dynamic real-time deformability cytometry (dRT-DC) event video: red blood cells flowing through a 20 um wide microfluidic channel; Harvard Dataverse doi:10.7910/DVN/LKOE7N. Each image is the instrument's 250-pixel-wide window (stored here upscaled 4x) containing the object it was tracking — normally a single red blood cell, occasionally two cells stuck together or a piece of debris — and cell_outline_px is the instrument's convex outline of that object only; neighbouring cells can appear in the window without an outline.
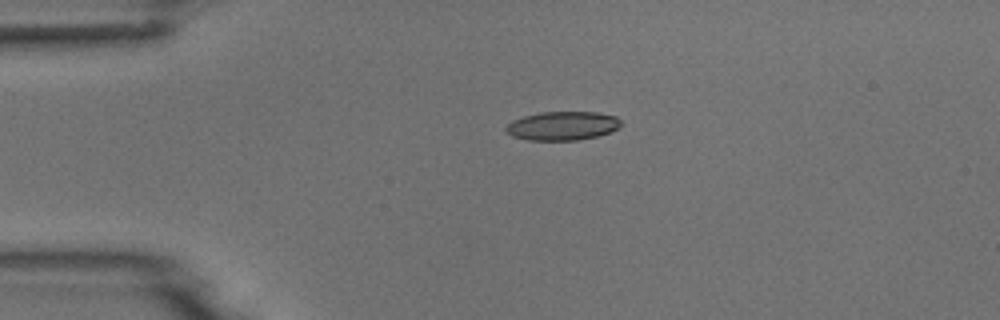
{"species": "common noctule bat (a hibernating species)", "species_latin": "Nyctalus noctula", "temperature_condition": "room temperature", "stored_images_in_passage": 2, "camera_frame_rate_fps": 3000, "um_per_image_px": 0.085, "animal": {"sex": "male", "body_mass_g": 18.8}, "frame": {"image": 1, "passage_image": 1, "time_ms": 0.0, "image_size_px": [1000, 320], "cell_outline_px": [[620, 124], [616, 128], [600, 136], [580, 140], [528, 140], [512, 136], [504, 128], [512, 120], [524, 116], [540, 112], [596, 112], [616, 116], [620, 120]], "centroid_in_image_um": [47.79, 10.7], "position_along_channel_um": 37.2, "area_um2": 19.25}}